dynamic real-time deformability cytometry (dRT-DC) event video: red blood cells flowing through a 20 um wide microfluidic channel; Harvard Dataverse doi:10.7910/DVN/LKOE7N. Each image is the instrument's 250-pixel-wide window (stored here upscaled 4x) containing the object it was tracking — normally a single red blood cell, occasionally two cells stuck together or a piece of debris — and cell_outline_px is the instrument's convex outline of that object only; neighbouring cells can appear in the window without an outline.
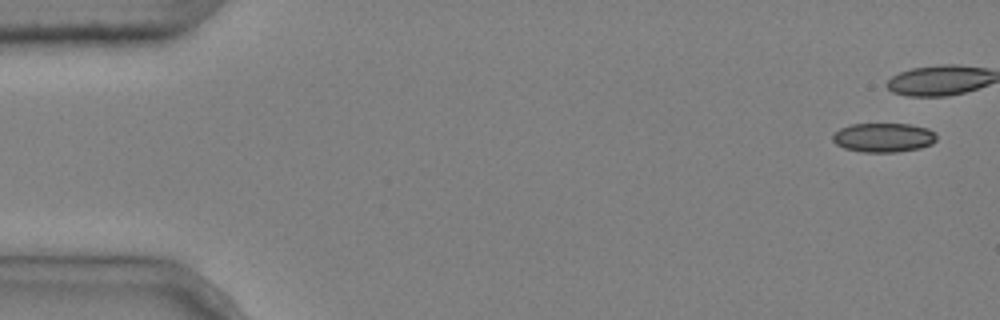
{"species": "common noctule bat (a hibernating species)", "species_latin": "Nyctalus noctula", "temperature_condition": "cold", "stored_images_in_passage": 6, "camera_frame_rate_fps": 3000, "um_per_image_px": 0.085, "animal": {"sex": "male", "body_mass_g": 20.4}, "frame": {"image": 1, "passage_image": 1, "time_ms": 0.0, "image_size_px": [1000, 320], "cell_outline_px": [[936, 140], [932, 144], [920, 148], [896, 152], [864, 152], [844, 148], [836, 144], [832, 140], [832, 136], [840, 128], [848, 124], [908, 124], [928, 128], [936, 132]], "centroid_in_image_um": [75.11, 11.69], "position_along_channel_um": 9.9, "area_um2": 17.74}}